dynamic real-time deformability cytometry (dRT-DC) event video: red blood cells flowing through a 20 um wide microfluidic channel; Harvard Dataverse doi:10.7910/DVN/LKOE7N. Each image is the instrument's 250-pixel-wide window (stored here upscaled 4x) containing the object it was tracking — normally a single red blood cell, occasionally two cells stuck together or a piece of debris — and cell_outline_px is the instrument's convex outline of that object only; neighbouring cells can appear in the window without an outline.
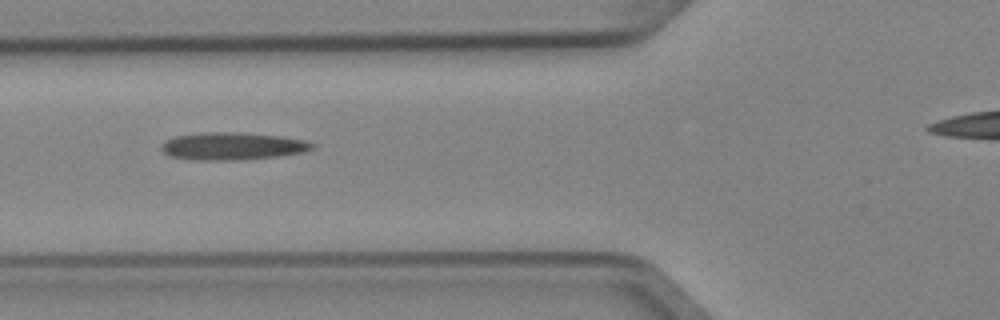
{"species": "Egyptian fruit bat (a non-hibernating species)", "species_latin": "Rousettus aegyptiacus", "temperature_condition": "cold", "stored_images_in_passage": 2, "camera_frame_rate_fps": 3000, "um_per_image_px": 0.085, "animal": {"sex": "female"}, "frame": {"image": 1, "passage_image": 2, "time_ms": 0.333, "image_size_px": [1000, 320], "cell_outline_px": [[316, 148], [300, 152], [280, 156], [244, 160], [192, 160], [168, 156], [160, 148], [164, 140], [176, 136], [200, 132], [240, 132], [280, 136], [304, 140], [316, 144]], "centroid_in_image_um": [19.73, 12.42], "position_along_channel_um": 106.1, "area_um2": 24.51}}